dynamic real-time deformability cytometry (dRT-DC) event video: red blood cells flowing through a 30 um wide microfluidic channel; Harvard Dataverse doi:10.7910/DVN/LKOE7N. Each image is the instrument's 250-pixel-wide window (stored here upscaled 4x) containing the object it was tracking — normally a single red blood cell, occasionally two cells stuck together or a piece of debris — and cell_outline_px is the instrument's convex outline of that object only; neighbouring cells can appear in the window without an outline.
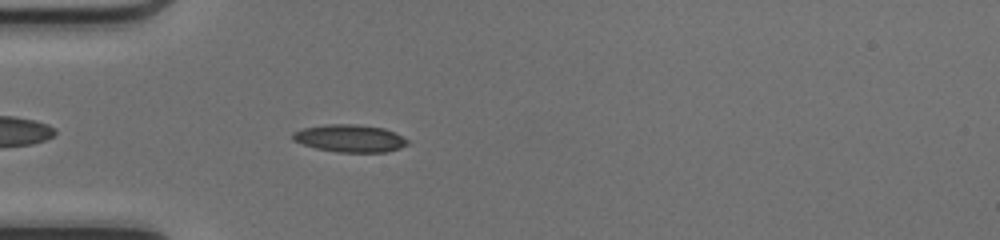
{"species": "common noctule bat (a hibernating species)", "species_latin": "Nyctalus noctula", "temperature_condition": "cold", "stored_images_in_passage": 38, "camera_frame_rate_fps": 3000, "um_per_image_px": 0.085, "animal": {"sex": "female", "body_mass_g": 17.0, "forearm_length_mm": 48.0}, "frame": {"image": 1, "passage_image": 4, "time_ms": 1.0, "image_size_px": [1000, 240], "cell_outline_px": [[408, 144], [400, 148], [388, 152], [336, 152], [316, 148], [292, 140], [292, 132], [304, 128], [324, 124], [356, 124], [384, 128], [408, 140]], "centroid_in_image_um": [29.72, 11.76], "position_along_channel_um": 55.3, "area_um2": 18.32}}
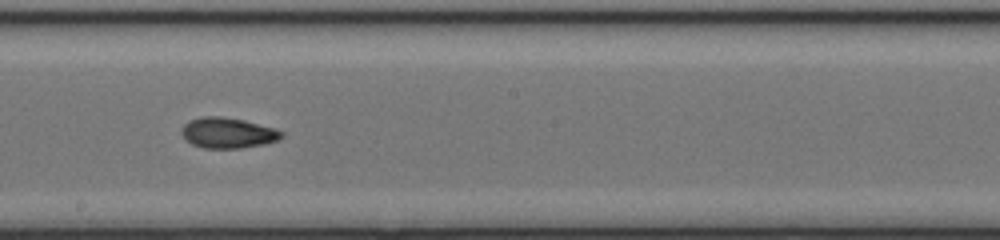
{"frame": {"image": 2, "passage_image": 17, "time_ms": 5.333, "image_size_px": [1000, 240], "cell_outline_px": [[284, 136], [276, 140], [264, 144], [240, 148], [204, 148], [192, 144], [180, 132], [180, 128], [188, 120], [200, 116], [220, 116], [244, 120], [272, 128], [284, 132]], "centroid_in_image_um": [19.32, 11.28], "position_along_channel_um": 228.9, "area_um2": 17.74}}
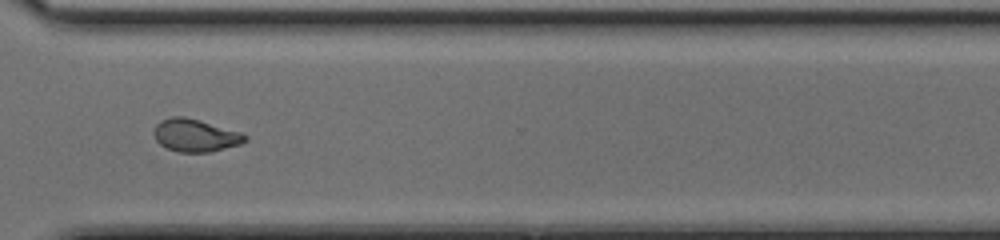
{"frame": {"image": 3, "passage_image": 26, "time_ms": 8.333, "image_size_px": [1000, 240], "cell_outline_px": [[248, 140], [240, 144], [208, 152], [180, 152], [168, 148], [160, 144], [156, 140], [152, 132], [156, 124], [160, 120], [172, 116], [184, 116], [200, 120], [240, 132], [248, 136]], "centroid_in_image_um": [16.58, 11.49], "position_along_channel_um": 354.0, "area_um2": 17.34}, "authors_computed_cell_mechanics": {"area_um2": 17.5712, "velocity_mm_per_s": 4.1807, "shape_relaxation_time_tau1_ms": 6.1949, "shape_relaxation_time_tau2_ms": 2.736, "deformation_change_tau1": 0.207, "deformation_change_tau2": 0.0877}}